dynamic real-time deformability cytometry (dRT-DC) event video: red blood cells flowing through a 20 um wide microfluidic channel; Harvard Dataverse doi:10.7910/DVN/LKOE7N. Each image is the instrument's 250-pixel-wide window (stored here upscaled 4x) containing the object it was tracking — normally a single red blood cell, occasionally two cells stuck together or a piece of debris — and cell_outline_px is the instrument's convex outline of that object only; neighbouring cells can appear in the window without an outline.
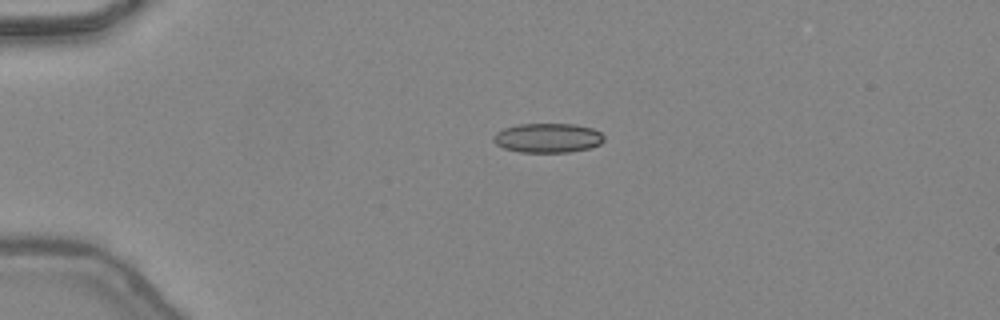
{"species": "common noctule bat (a hibernating species)", "species_latin": "Nyctalus noctula", "temperature_condition": "warm", "stored_images_in_passage": 46, "camera_frame_rate_fps": 3000, "um_per_image_px": 0.085, "animal": {"sex": "female", "body_mass_g": 24.6, "forearm_length_mm": 56.2}, "frame": {"image": 1, "passage_image": 11, "time_ms": 3.333, "image_size_px": [1000, 320], "cell_outline_px": [[604, 140], [600, 144], [592, 148], [568, 152], [520, 152], [504, 148], [496, 144], [492, 140], [492, 136], [496, 132], [504, 128], [520, 124], [576, 124], [592, 128], [600, 132], [604, 136]], "centroid_in_image_um": [46.56, 11.72], "position_along_channel_um": 38.4, "area_um2": 19.07}}
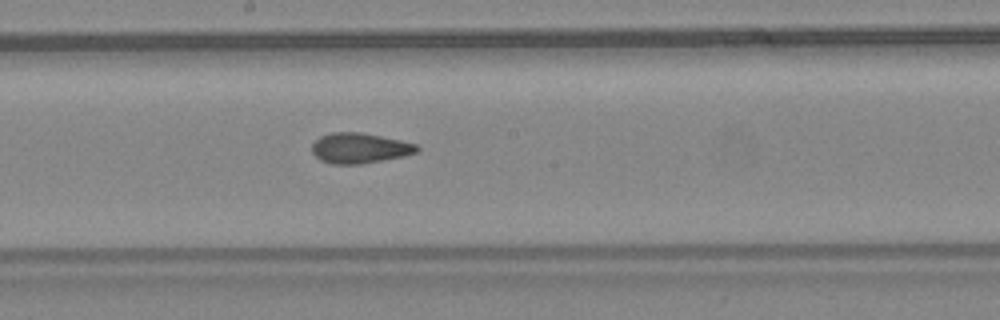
{"frame": {"image": 2, "passage_image": 26, "time_ms": 8.333, "image_size_px": [1000, 320], "cell_outline_px": [[420, 148], [416, 152], [404, 156], [360, 164], [332, 164], [320, 160], [312, 152], [312, 144], [320, 136], [332, 132], [360, 132], [400, 140], [416, 144]], "centroid_in_image_um": [30.55, 12.59], "position_along_channel_um": 217.7, "area_um2": 18.44}}
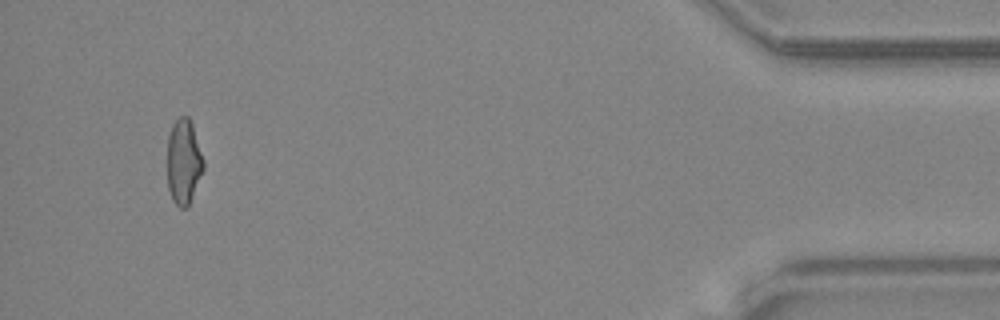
{"frame": {"image": 3, "passage_image": 44, "time_ms": 14.333, "image_size_px": [1000, 320], "cell_outline_px": [[204, 168], [192, 196], [188, 204], [184, 208], [180, 208], [172, 200], [168, 188], [168, 136], [172, 124], [180, 116], [188, 116], [192, 124], [204, 160]], "centroid_in_image_um": [15.6, 13.73], "position_along_channel_um": 419.6, "area_um2": 17.74}, "authors_computed_cell_mechanics": {"area_um2": 18.8139, "velocity_mm_per_s": 4.4854, "shape_relaxation_time_tau1_ms": null, "shape_relaxation_time_tau2_ms": 2.1891, "deformation_change_tau1": null, "deformation_change_tau2": 0.0909}}